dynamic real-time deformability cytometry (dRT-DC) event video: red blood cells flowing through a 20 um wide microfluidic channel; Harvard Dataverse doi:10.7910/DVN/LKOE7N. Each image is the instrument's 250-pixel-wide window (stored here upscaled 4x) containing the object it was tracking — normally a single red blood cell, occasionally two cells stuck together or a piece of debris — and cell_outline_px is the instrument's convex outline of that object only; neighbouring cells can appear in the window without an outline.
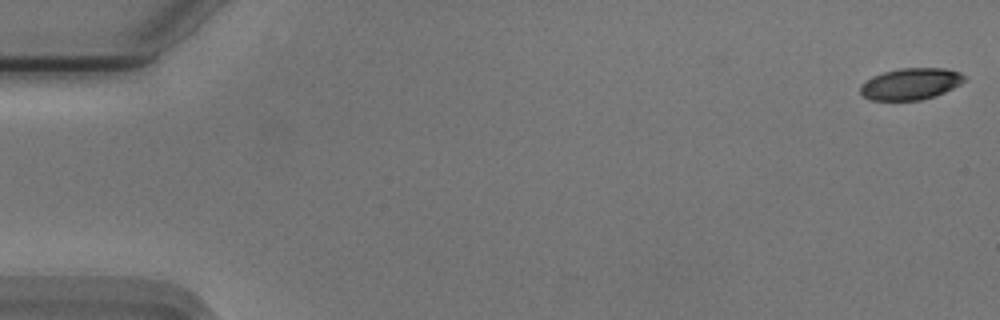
{"species": "Egyptian fruit bat (a non-hibernating species)", "species_latin": "Rousettus aegyptiacus", "temperature_condition": "cold", "stored_images_in_passage": 55, "camera_frame_rate_fps": 3000, "um_per_image_px": 0.085, "animal": {"sex": "male"}, "frame": {"image": 1, "passage_image": 1, "time_ms": 0.0, "image_size_px": [1000, 320], "cell_outline_px": [[964, 80], [960, 84], [944, 92], [920, 100], [872, 100], [864, 96], [860, 92], [860, 84], [872, 76], [884, 72], [900, 68], [948, 68], [960, 72], [964, 76]], "centroid_in_image_um": [77.39, 7.12], "position_along_channel_um": 7.6, "area_um2": 19.02}}
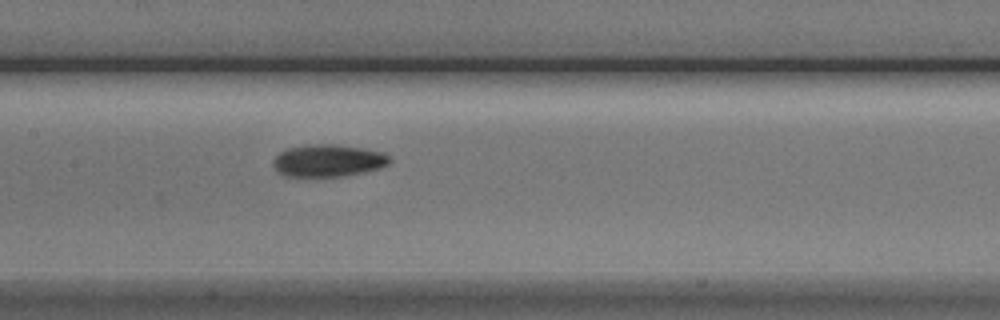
{"frame": {"image": 2, "passage_image": 27, "time_ms": 8.667, "image_size_px": [1000, 320], "cell_outline_px": [[392, 160], [388, 164], [380, 168], [364, 172], [344, 176], [284, 176], [272, 164], [272, 160], [280, 152], [288, 148], [308, 144], [332, 144], [360, 148], [380, 152], [388, 156]], "centroid_in_image_um": [27.87, 13.65], "position_along_channel_um": 179.5, "area_um2": 21.68}}
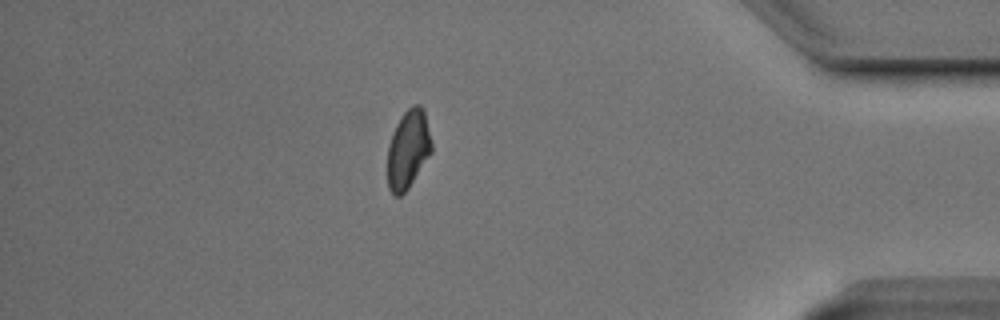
{"frame": {"image": 3, "passage_image": 48, "time_ms": 15.667, "image_size_px": [1000, 320], "cell_outline_px": [[432, 152], [408, 188], [400, 196], [396, 196], [388, 188], [388, 144], [396, 124], [400, 116], [412, 104], [420, 104], [424, 108], [432, 140]], "centroid_in_image_um": [34.71, 12.64], "position_along_channel_um": 400.5, "area_um2": 20.35}, "authors_computed_cell_mechanics": {"area_um2": 20.6924, "velocity_mm_per_s": 3.7221, "shape_relaxation_time_tau1_ms": 3.1083, "shape_relaxation_time_tau2_ms": 3.1661, "deformation_change_tau1": 0.1188, "deformation_change_tau2": 0.0751}}